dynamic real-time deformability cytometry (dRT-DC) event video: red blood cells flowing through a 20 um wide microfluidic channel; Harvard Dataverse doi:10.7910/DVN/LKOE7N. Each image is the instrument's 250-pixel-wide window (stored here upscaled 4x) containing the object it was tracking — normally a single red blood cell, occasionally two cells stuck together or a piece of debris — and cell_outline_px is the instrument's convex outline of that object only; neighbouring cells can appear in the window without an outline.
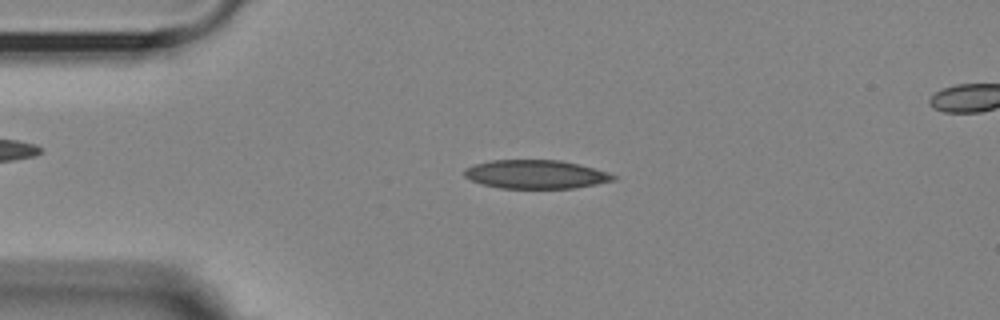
{"species": "Egyptian fruit bat (a non-hibernating species)", "species_latin": "Rousettus aegyptiacus", "temperature_condition": "room temperature", "stored_images_in_passage": 55, "camera_frame_rate_fps": 3000, "um_per_image_px": 0.085, "animal": {"sex": "female"}, "frame": {"image": 1, "passage_image": 12, "time_ms": 3.667, "image_size_px": [1000, 320], "cell_outline_px": [[616, 180], [596, 184], [572, 188], [500, 188], [484, 184], [472, 180], [464, 176], [464, 168], [476, 164], [492, 160], [560, 160], [580, 164], [596, 168], [608, 172], [616, 176]], "centroid_in_image_um": [45.58, 14.81], "position_along_channel_um": 39.4, "area_um2": 24.8}}
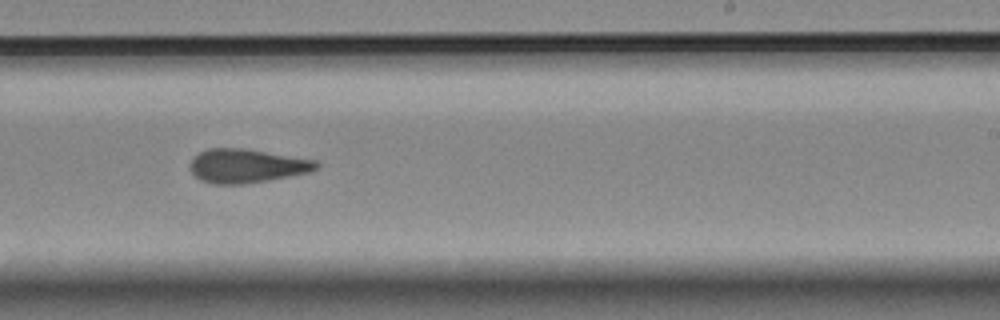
{"frame": {"image": 2, "passage_image": 33, "time_ms": 10.667, "image_size_px": [1000, 320], "cell_outline_px": [[320, 164], [316, 168], [308, 172], [268, 180], [244, 184], [212, 184], [200, 180], [188, 168], [192, 160], [200, 152], [208, 148], [244, 148], [316, 160]], "centroid_in_image_um": [20.94, 14.1], "position_along_channel_um": 268.1, "area_um2": 24.74}}
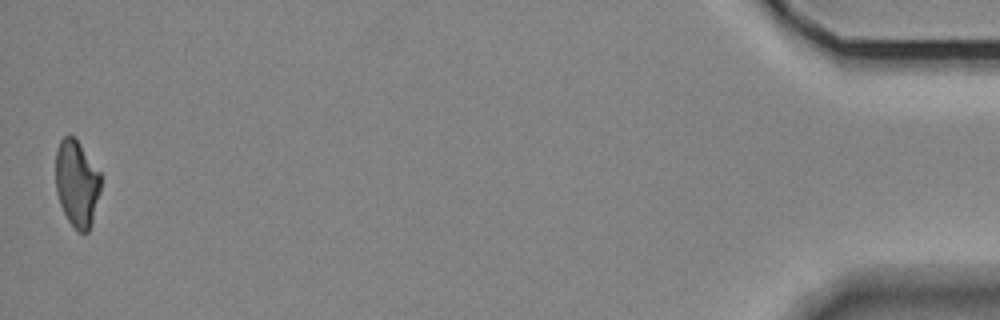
{"frame": {"image": 3, "passage_image": 54, "time_ms": 17.667, "image_size_px": [1000, 320], "cell_outline_px": [[100, 192], [92, 224], [88, 232], [76, 232], [68, 220], [60, 204], [56, 192], [56, 148], [60, 140], [68, 132], [80, 144], [100, 172]], "centroid_in_image_um": [6.52, 15.6], "position_along_channel_um": 428.7, "area_um2": 22.95}}